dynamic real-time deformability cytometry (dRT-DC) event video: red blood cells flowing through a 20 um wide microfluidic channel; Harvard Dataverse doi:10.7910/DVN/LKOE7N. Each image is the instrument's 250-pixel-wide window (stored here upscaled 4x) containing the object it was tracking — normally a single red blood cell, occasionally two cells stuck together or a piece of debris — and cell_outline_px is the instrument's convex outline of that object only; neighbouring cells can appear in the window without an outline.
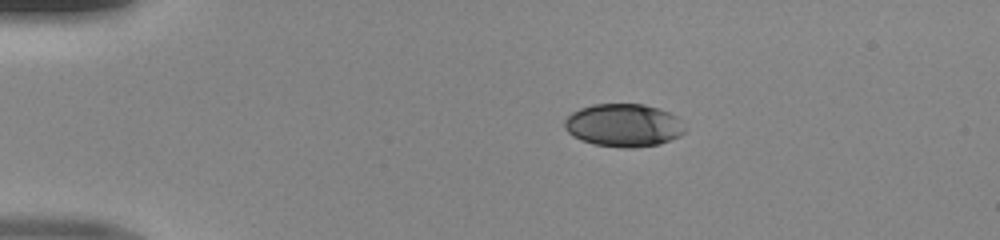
{"species": "human", "species_latin": "Homo sapiens", "temperature_condition": "room temperature", "stored_images_in_passage": 40, "camera_frame_rate_fps": 3000, "um_per_image_px": 0.085, "donor": {"sex": "male"}, "frame": {"image": 1, "passage_image": 1, "time_ms": 0.0, "image_size_px": [1000, 240], "cell_outline_px": [[684, 132], [680, 136], [660, 144], [632, 148], [620, 148], [596, 144], [580, 140], [572, 136], [564, 128], [564, 120], [572, 112], [580, 108], [592, 104], [644, 104], [660, 108], [676, 116], [684, 128]], "centroid_in_image_um": [52.98, 10.65], "position_along_channel_um": 32.0, "area_um2": 30.23}}
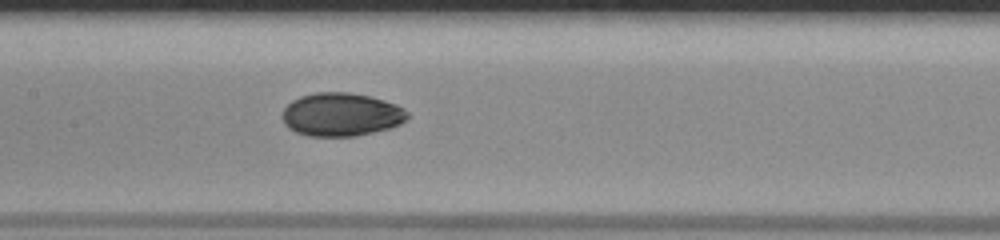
{"frame": {"image": 2, "passage_image": 16, "time_ms": 5.0, "image_size_px": [1000, 240], "cell_outline_px": [[408, 120], [400, 124], [388, 128], [356, 136], [308, 136], [296, 132], [288, 128], [284, 124], [280, 116], [284, 108], [292, 100], [300, 96], [316, 92], [348, 92], [368, 96], [384, 100], [396, 104], [404, 108], [408, 112]], "centroid_in_image_um": [28.98, 9.73], "position_along_channel_um": 178.4, "area_um2": 31.79}}
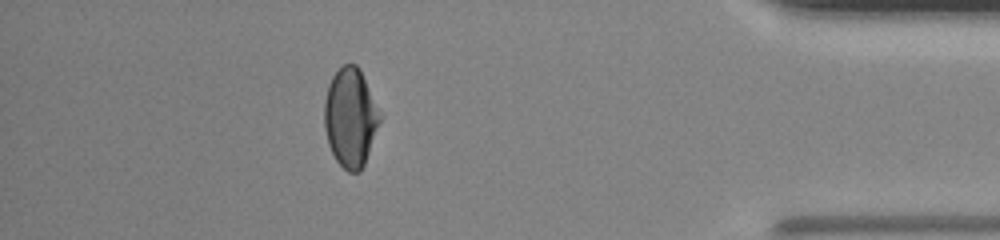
{"frame": {"image": 3, "passage_image": 35, "time_ms": 11.333, "image_size_px": [1000, 240], "cell_outline_px": [[380, 120], [364, 164], [360, 172], [348, 172], [336, 160], [328, 144], [324, 128], [324, 100], [328, 84], [332, 76], [344, 64], [356, 64], [360, 68], [380, 112]], "centroid_in_image_um": [29.76, 9.97], "position_along_channel_um": 405.4, "area_um2": 31.79}}